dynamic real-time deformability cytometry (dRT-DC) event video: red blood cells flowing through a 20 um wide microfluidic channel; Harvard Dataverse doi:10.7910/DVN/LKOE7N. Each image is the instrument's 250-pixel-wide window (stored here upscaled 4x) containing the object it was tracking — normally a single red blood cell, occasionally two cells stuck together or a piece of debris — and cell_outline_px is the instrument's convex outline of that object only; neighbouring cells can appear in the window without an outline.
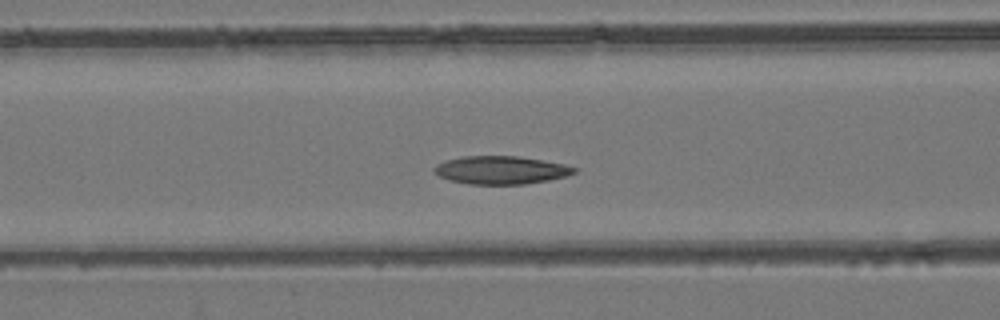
{"species": "common noctule bat (a hibernating species)", "species_latin": "Nyctalus noctula", "temperature_condition": "room temperature", "stored_images_in_passage": 54, "camera_frame_rate_fps": 3000, "um_per_image_px": 0.085, "animal": {"sex": "female", "body_mass_g": 24.6, "forearm_length_mm": 56.2}, "frame": {"image": 1, "passage_image": 20, "time_ms": 6.333, "image_size_px": [1000, 320], "cell_outline_px": [[576, 172], [568, 176], [548, 180], [524, 184], [468, 184], [448, 180], [432, 172], [432, 168], [436, 164], [444, 160], [464, 156], [516, 156], [564, 164], [576, 168]], "centroid_in_image_um": [42.52, 14.46], "position_along_channel_um": 124.1, "area_um2": 22.95}}
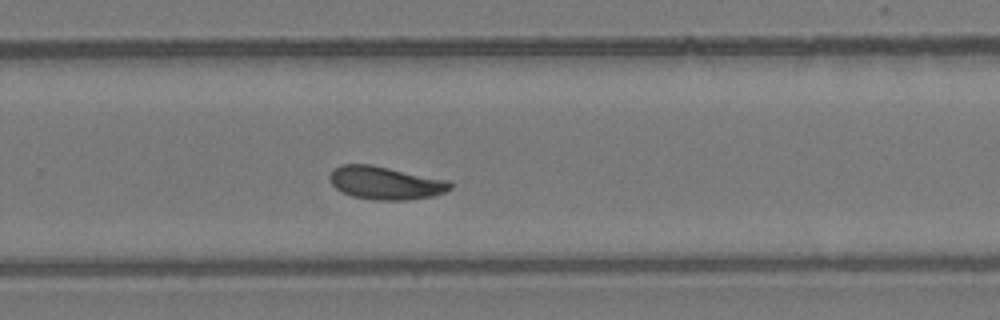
{"frame": {"image": 2, "passage_image": 34, "time_ms": 11.0, "image_size_px": [1000, 320], "cell_outline_px": [[452, 188], [444, 192], [432, 196], [408, 200], [376, 200], [352, 196], [336, 188], [328, 180], [328, 176], [340, 164], [368, 164], [448, 180], [452, 184]], "centroid_in_image_um": [32.75, 15.55], "position_along_channel_um": 297.1, "area_um2": 22.95}}
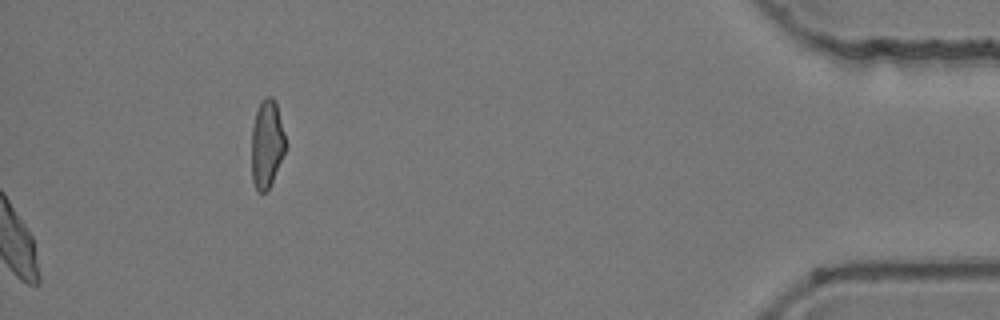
{"frame": {"image": 3, "passage_image": 54, "time_ms": 17.667, "image_size_px": [1000, 320], "cell_outline_px": [[288, 148], [268, 188], [264, 192], [256, 192], [252, 180], [252, 128], [256, 112], [260, 100], [264, 96], [272, 96], [276, 100], [288, 144]], "centroid_in_image_um": [22.71, 12.19], "position_along_channel_um": 412.5, "area_um2": 17.92}, "authors_computed_cell_mechanics": {"area_um2": 22.9466, "velocity_mm_per_s": 3.718, "shape_relaxation_time_tau1_ms": 6.539, "shape_relaxation_time_tau2_ms": null, "deformation_change_tau1": 0.1626, "deformation_change_tau2": null}}